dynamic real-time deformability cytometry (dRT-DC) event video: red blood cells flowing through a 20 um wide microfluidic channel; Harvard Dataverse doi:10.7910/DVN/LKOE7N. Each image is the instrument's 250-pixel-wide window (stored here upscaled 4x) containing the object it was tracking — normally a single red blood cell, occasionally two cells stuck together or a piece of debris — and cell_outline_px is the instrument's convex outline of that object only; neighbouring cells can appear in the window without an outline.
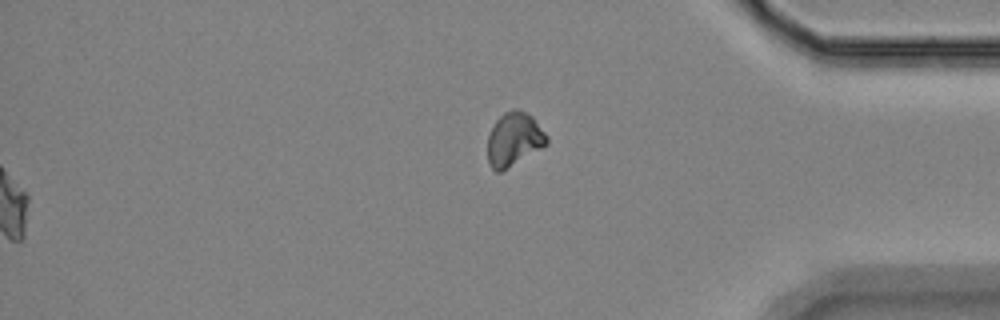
{"species": "Egyptian fruit bat (a non-hibernating species)", "species_latin": "Rousettus aegyptiacus", "temperature_condition": "room temperature", "stored_images_in_passage": 58, "segment_of_instrument_passage": [2, 2], "camera_frame_rate_fps": 3000, "um_per_image_px": 0.085, "animal": {"sex": "female"}, "frame": {"image": 1, "passage_image": 58, "time_ms": 19.0, "image_size_px": [1000, 320], "cell_outline_px": [[548, 144], [500, 172], [496, 172], [488, 164], [488, 136], [496, 120], [504, 112], [512, 108], [516, 108], [532, 116], [548, 136]], "centroid_in_image_um": [43.69, 11.83], "position_along_channel_um": 391.5, "area_um2": 18.38}}